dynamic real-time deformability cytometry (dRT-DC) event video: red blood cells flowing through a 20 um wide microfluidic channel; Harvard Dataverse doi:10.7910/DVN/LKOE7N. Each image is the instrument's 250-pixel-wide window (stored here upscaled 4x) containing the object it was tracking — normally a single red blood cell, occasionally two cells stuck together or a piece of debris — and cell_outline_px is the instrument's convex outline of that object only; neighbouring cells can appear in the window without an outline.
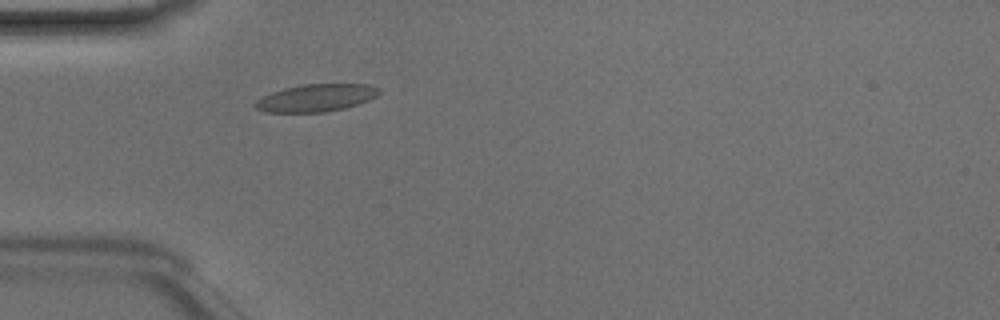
{"species": "Egyptian fruit bat (a non-hibernating species)", "species_latin": "Rousettus aegyptiacus", "temperature_condition": "room temperature", "stored_images_in_passage": 35, "camera_frame_rate_fps": 3000, "um_per_image_px": 0.085, "animal": {"sex": "male"}, "frame": {"image": 1, "passage_image": 1, "time_ms": 0.0, "image_size_px": [1000, 320], "cell_outline_px": [[380, 92], [376, 96], [368, 100], [344, 108], [324, 112], [264, 112], [256, 108], [252, 104], [256, 100], [272, 92], [284, 88], [304, 84], [368, 84], [380, 88]], "centroid_in_image_um": [26.85, 8.31], "position_along_channel_um": 58.1, "area_um2": 19.71}}
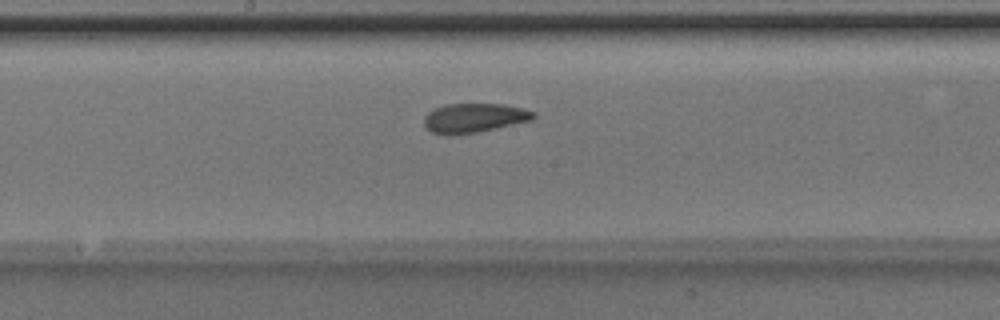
{"frame": {"image": 2, "passage_image": 12, "time_ms": 3.667, "image_size_px": [1000, 320], "cell_outline_px": [[536, 116], [532, 120], [496, 128], [476, 132], [452, 136], [444, 136], [432, 132], [424, 124], [424, 116], [428, 112], [444, 104], [504, 104], [536, 112]], "centroid_in_image_um": [40.28, 10.03], "position_along_channel_um": 207.9, "area_um2": 18.73}}
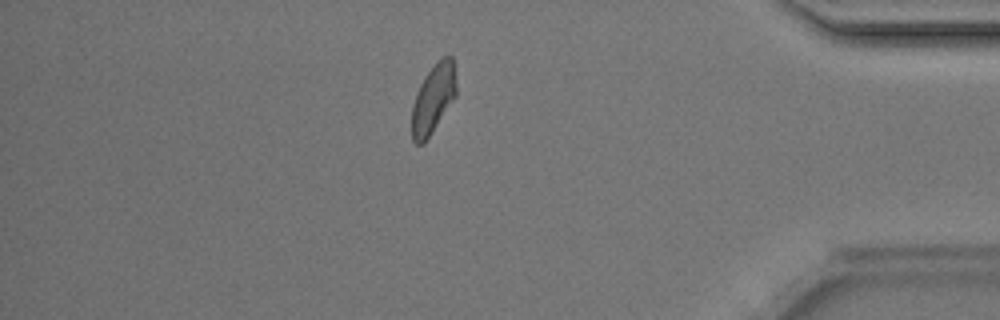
{"frame": {"image": 3, "passage_image": 28, "time_ms": 9.0, "image_size_px": [1000, 320], "cell_outline_px": [[456, 96], [424, 144], [416, 144], [412, 140], [412, 104], [416, 92], [424, 76], [444, 56], [452, 56], [456, 84]], "centroid_in_image_um": [36.81, 8.43], "position_along_channel_um": 398.4, "area_um2": 17.69}, "authors_computed_cell_mechanics": {"area_um2": 18.4382, "velocity_mm_per_s": 4.2019, "shape_relaxation_time_tau1_ms": null, "shape_relaxation_time_tau2_ms": 1.631, "deformation_change_tau1": null, "deformation_change_tau2": 0.0618}}